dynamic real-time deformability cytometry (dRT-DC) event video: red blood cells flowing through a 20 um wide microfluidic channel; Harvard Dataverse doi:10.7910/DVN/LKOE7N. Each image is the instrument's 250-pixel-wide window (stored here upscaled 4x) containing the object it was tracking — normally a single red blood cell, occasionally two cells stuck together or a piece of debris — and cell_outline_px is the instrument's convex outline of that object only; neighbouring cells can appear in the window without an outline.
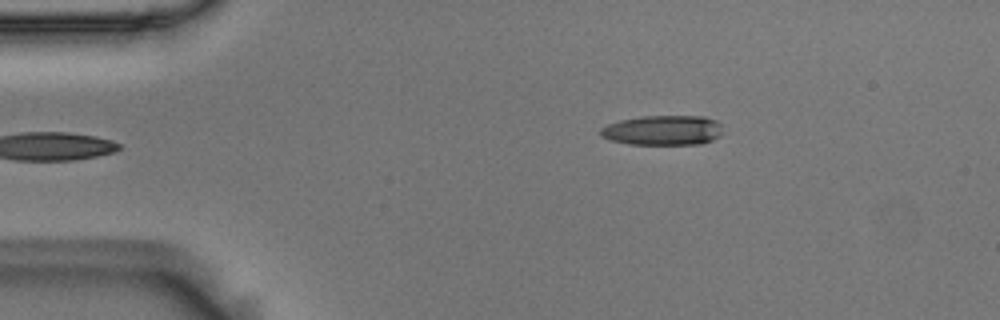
{"species": "Egyptian fruit bat (a non-hibernating species)", "species_latin": "Rousettus aegyptiacus", "temperature_condition": "room temperature", "stored_images_in_passage": 3, "camera_frame_rate_fps": 3000, "um_per_image_px": 0.085, "animal": {"sex": "male"}, "frame": {"image": 1, "passage_image": 3, "time_ms": 0.667, "image_size_px": [1000, 320], "cell_outline_px": [[720, 136], [712, 140], [700, 144], [628, 144], [608, 140], [600, 136], [600, 128], [608, 124], [620, 120], [644, 116], [704, 116], [716, 120], [720, 124]], "centroid_in_image_um": [56.31, 11.07], "position_along_channel_um": 28.7, "area_um2": 21.33}}